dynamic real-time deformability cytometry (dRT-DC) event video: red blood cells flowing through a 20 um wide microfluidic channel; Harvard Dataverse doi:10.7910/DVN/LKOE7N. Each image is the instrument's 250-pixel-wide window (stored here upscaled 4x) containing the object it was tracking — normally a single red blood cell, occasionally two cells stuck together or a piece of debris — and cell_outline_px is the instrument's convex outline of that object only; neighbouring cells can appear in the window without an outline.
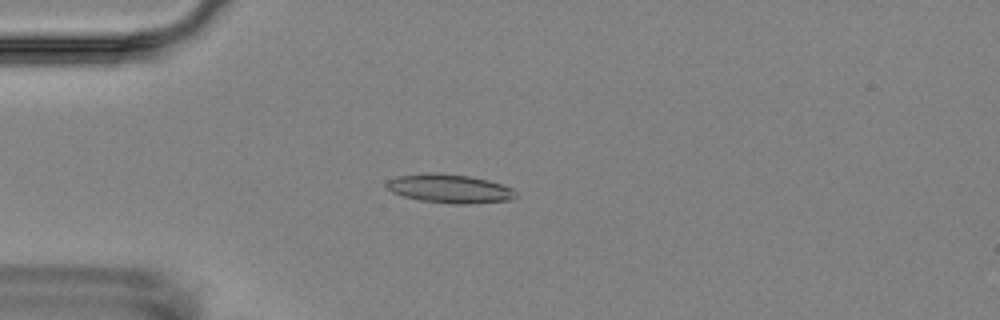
{"species": "Egyptian fruit bat (a non-hibernating species)", "species_latin": "Rousettus aegyptiacus", "temperature_condition": "room temperature", "stored_images_in_passage": 4, "camera_frame_rate_fps": 3000, "um_per_image_px": 0.085, "animal": {"sex": "female"}, "frame": {"image": 1, "passage_image": 3, "time_ms": 2.333, "image_size_px": [1000, 320], "cell_outline_px": [[520, 196], [512, 200], [468, 204], [452, 204], [420, 200], [404, 196], [392, 192], [384, 184], [388, 180], [396, 176], [424, 172], [432, 172], [472, 176], [504, 184], [512, 188]], "centroid_in_image_um": [38.26, 16.02], "position_along_channel_um": 46.7, "area_um2": 22.08}}